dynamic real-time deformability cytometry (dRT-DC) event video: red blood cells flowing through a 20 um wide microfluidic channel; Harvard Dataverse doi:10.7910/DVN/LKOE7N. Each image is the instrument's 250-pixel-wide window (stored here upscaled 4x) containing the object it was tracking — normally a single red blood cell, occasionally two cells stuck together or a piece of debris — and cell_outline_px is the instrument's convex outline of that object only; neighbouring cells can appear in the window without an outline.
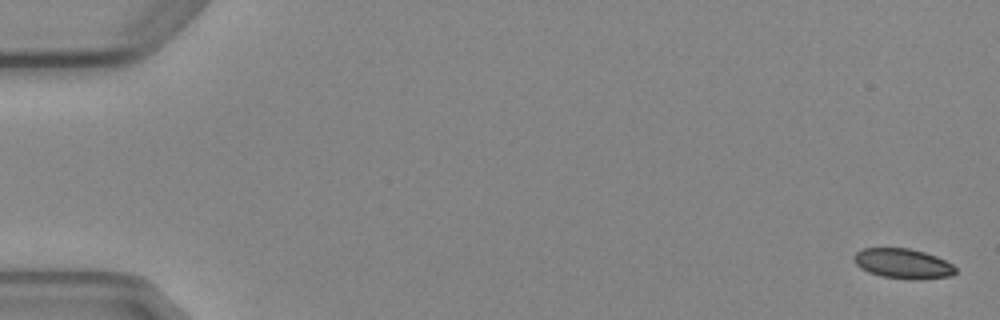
{"species": "Egyptian fruit bat (a non-hibernating species)", "species_latin": "Rousettus aegyptiacus", "temperature_condition": "cold", "stored_images_in_passage": 5, "camera_frame_rate_fps": 3000, "um_per_image_px": 0.085, "animal": {"sex": "female"}, "frame": {"image": 1, "passage_image": 1, "time_ms": 0.0, "image_size_px": [1000, 320], "cell_outline_px": [[956, 272], [952, 276], [920, 280], [880, 276], [868, 272], [860, 268], [856, 264], [852, 256], [856, 252], [864, 248], [908, 248], [924, 252], [936, 256], [952, 264], [956, 268]], "centroid_in_image_um": [76.75, 22.41], "position_along_channel_um": 8.3, "area_um2": 17.8}}
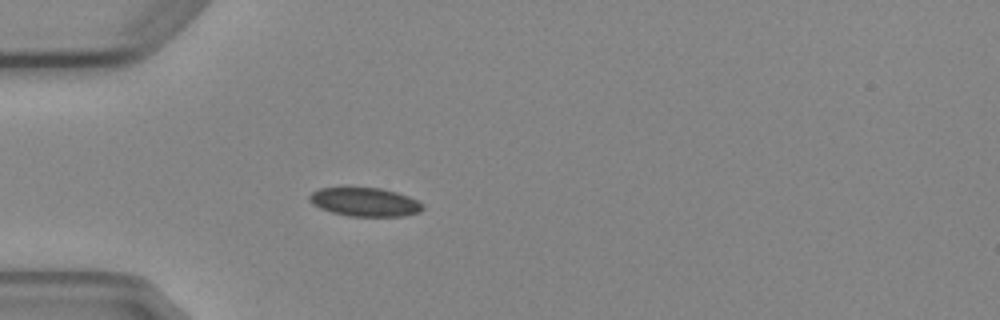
{"frame": {"image": 2, "passage_image": 5, "time_ms": 5.0, "image_size_px": [1000, 320], "cell_outline_px": [[424, 208], [420, 212], [404, 216], [348, 216], [332, 212], [320, 208], [312, 204], [308, 200], [308, 196], [312, 192], [320, 188], [380, 188], [396, 192], [408, 196], [424, 204]], "centroid_in_image_um": [31.01, 17.18], "position_along_channel_um": 54.0, "area_um2": 18.9}}